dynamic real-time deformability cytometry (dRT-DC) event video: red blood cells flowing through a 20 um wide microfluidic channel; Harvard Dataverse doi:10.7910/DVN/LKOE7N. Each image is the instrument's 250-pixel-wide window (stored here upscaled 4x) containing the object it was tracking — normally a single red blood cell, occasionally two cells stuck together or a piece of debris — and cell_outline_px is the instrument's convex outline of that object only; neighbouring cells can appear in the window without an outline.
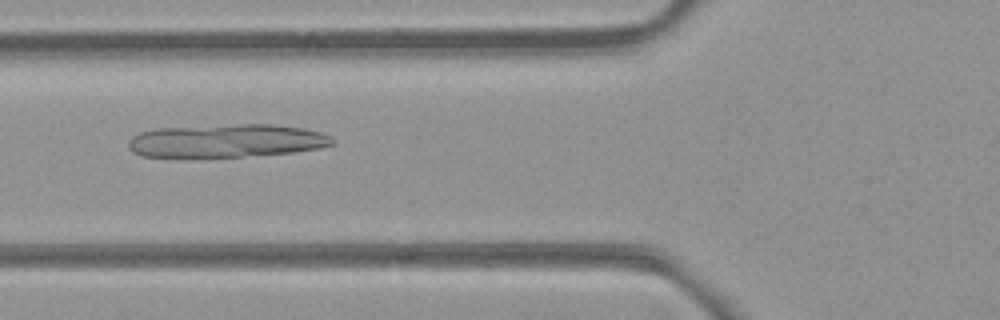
{"species": "common noctule bat (a hibernating species)", "species_latin": "Nyctalus noctula", "temperature_condition": "room temperature", "stored_images_in_passage": 32, "camera_frame_rate_fps": 3000, "um_per_image_px": 0.085, "animal": {"sex": "female", "body_mass_g": 21.9}, "frame": {"image": 1, "passage_image": 4, "time_ms": 1.0, "image_size_px": [1000, 320], "cell_outline_px": [[336, 144], [320, 148], [292, 152], [240, 156], [140, 156], [132, 152], [128, 144], [128, 140], [132, 136], [140, 132], [156, 128], [240, 124], [272, 124], [304, 128], [320, 132], [332, 136], [336, 140]], "centroid_in_image_um": [19.3, 11.95], "position_along_channel_um": 106.5, "area_um2": 39.3}}
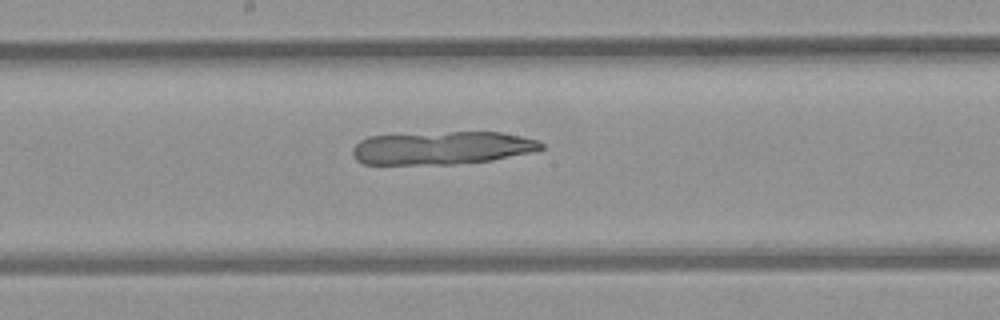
{"frame": {"image": 2, "passage_image": 12, "time_ms": 3.667, "image_size_px": [1000, 320], "cell_outline_px": [[544, 148], [532, 152], [492, 160], [452, 164], [364, 164], [356, 160], [352, 152], [352, 148], [360, 140], [368, 136], [452, 132], [500, 132], [520, 136], [536, 140], [544, 144]], "centroid_in_image_um": [37.56, 12.57], "position_along_channel_um": 210.6, "area_um2": 36.13}}
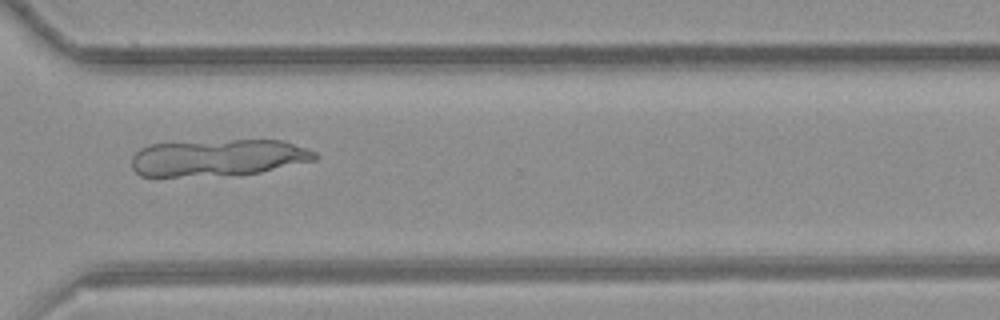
{"frame": {"image": 3, "passage_image": 23, "time_ms": 7.333, "image_size_px": [1000, 320], "cell_outline_px": [[320, 156], [316, 160], [260, 172], [176, 176], [140, 176], [132, 168], [132, 156], [140, 148], [148, 144], [232, 140], [284, 140], [308, 148], [316, 152]], "centroid_in_image_um": [18.57, 13.38], "position_along_channel_um": 352.0, "area_um2": 38.96}}